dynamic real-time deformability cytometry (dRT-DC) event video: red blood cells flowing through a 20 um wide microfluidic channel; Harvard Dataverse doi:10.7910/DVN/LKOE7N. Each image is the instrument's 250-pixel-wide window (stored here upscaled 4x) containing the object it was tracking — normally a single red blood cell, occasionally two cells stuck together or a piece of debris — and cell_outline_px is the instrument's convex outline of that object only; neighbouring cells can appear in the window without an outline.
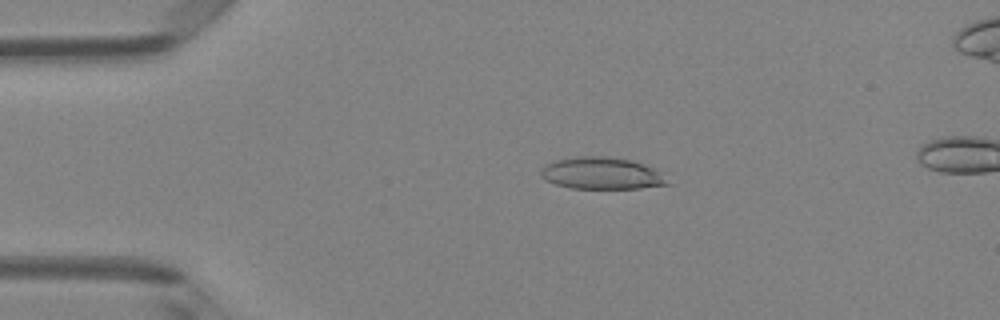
{"species": "Egyptian fruit bat (a non-hibernating species)", "species_latin": "Rousettus aegyptiacus", "temperature_condition": "room temperature", "stored_images_in_passage": 4, "camera_frame_rate_fps": 3000, "um_per_image_px": 0.085, "animal": {"sex": "female"}, "frame": {"image": 1, "passage_image": 2, "time_ms": 0.333, "image_size_px": [1000, 320], "cell_outline_px": [[672, 184], [640, 188], [572, 188], [556, 184], [544, 180], [540, 176], [540, 168], [556, 160], [580, 156], [604, 156], [632, 160], [656, 168]], "centroid_in_image_um": [51.16, 14.73], "position_along_channel_um": 33.8, "area_um2": 23.64}}